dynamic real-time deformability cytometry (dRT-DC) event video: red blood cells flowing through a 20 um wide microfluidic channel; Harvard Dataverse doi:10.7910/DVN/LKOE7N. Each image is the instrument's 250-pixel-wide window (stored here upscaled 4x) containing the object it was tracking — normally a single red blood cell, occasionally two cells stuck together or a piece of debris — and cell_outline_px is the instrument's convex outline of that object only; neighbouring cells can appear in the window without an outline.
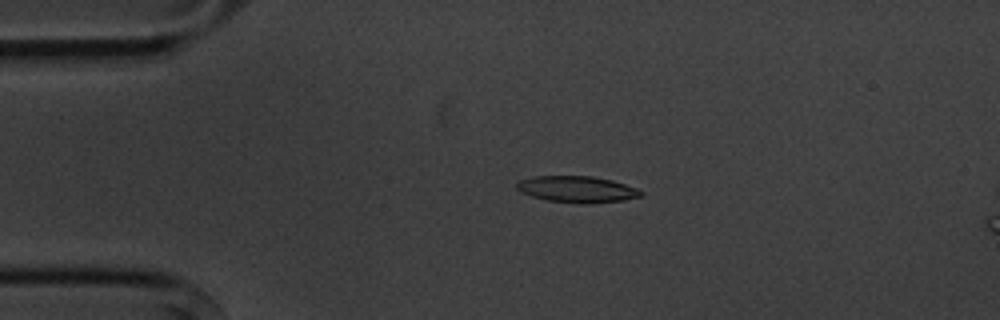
{"species": "common noctule bat (a hibernating species)", "species_latin": "Nyctalus noctula", "temperature_condition": "cold", "stored_images_in_passage": 4, "camera_frame_rate_fps": 3000, "um_per_image_px": 0.085, "animal": {"sex": "male", "body_mass_g": 20.1, "forearm_length_mm": 53.5}, "frame": {"image": 1, "passage_image": 3, "time_ms": 2.333, "image_size_px": [1000, 320], "cell_outline_px": [[644, 192], [640, 196], [624, 200], [584, 204], [580, 204], [548, 200], [532, 196], [520, 192], [516, 188], [516, 184], [520, 180], [532, 176], [592, 176], [612, 180], [636, 188]], "centroid_in_image_um": [49.03, 16.08], "position_along_channel_um": 36.0, "area_um2": 19.07}}